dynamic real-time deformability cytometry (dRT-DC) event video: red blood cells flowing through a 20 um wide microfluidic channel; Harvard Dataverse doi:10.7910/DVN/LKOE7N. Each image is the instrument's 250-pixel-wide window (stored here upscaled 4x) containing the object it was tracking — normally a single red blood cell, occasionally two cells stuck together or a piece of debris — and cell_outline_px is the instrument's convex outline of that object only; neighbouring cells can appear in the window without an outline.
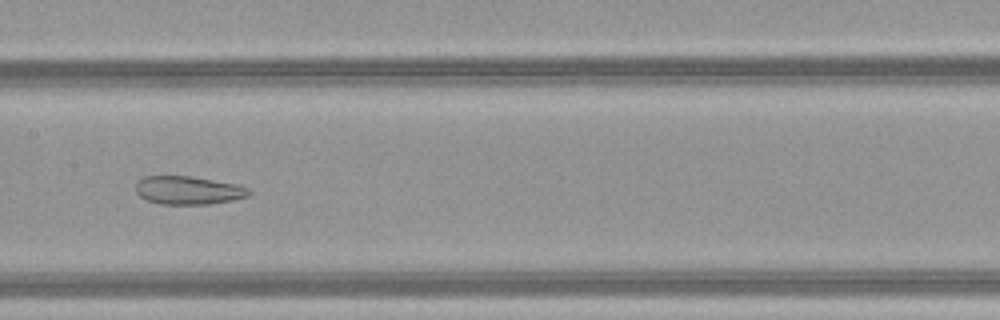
{"species": "common noctule bat (a hibernating species)", "species_latin": "Nyctalus noctula", "temperature_condition": "warm", "stored_images_in_passage": 50, "camera_frame_rate_fps": 3000, "um_per_image_px": 0.085, "animal": {"sex": "female", "body_mass_g": 21.9}, "frame": {"image": 1, "passage_image": 26, "time_ms": 8.333, "image_size_px": [1000, 320], "cell_outline_px": [[252, 192], [248, 196], [232, 200], [208, 204], [160, 204], [148, 200], [140, 196], [136, 192], [136, 180], [144, 176], [192, 176], [240, 184], [248, 188]], "centroid_in_image_um": [16.02, 16.16], "position_along_channel_um": 191.4, "area_um2": 18.84}}
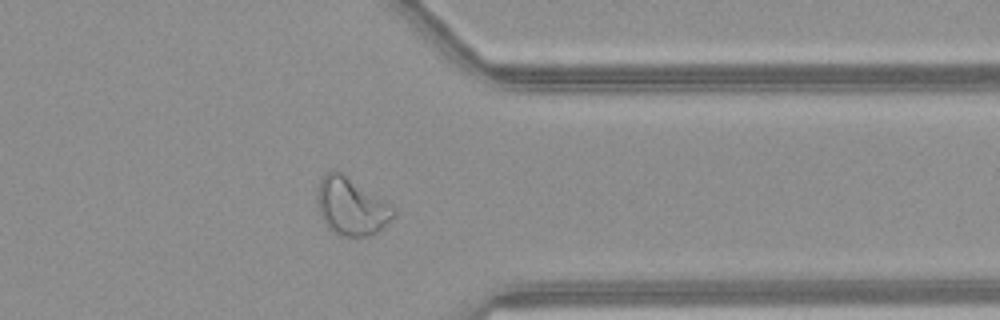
{"frame": {"image": 2, "passage_image": 40, "time_ms": 13.0, "image_size_px": [1000, 320], "cell_outline_px": [[396, 216], [372, 236], [344, 236], [328, 228], [320, 216], [316, 200], [316, 188], [324, 172], [332, 168], [344, 172], [396, 208]], "centroid_in_image_um": [29.84, 17.49], "position_along_channel_um": 381.6, "area_um2": 26.24}}
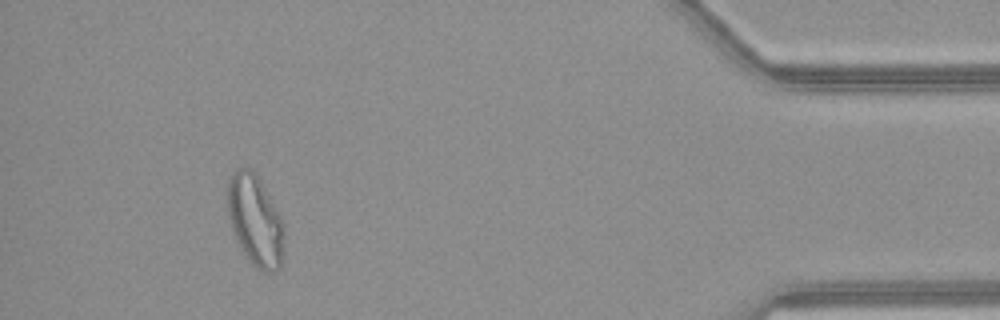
{"frame": {"image": 3, "passage_image": 46, "time_ms": 15.0, "image_size_px": [1000, 320], "cell_outline_px": [[284, 252], [280, 268], [272, 272], [264, 272], [256, 268], [244, 256], [232, 232], [228, 220], [224, 192], [228, 180], [232, 172], [236, 168], [252, 168], [256, 172], [280, 216], [284, 224]], "centroid_in_image_um": [21.64, 18.72], "position_along_channel_um": 413.6, "area_um2": 31.1}, "authors_computed_cell_mechanics": {"area_um2": 28.3509, "velocity_mm_per_s": 4.1821, "shape_relaxation_time_tau1_ms": null, "shape_relaxation_time_tau2_ms": 2.2149, "deformation_change_tau1": null, "deformation_change_tau2": 0.1054}}